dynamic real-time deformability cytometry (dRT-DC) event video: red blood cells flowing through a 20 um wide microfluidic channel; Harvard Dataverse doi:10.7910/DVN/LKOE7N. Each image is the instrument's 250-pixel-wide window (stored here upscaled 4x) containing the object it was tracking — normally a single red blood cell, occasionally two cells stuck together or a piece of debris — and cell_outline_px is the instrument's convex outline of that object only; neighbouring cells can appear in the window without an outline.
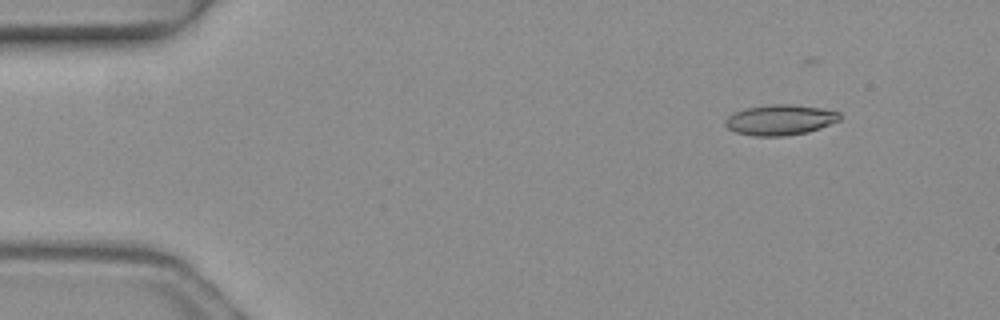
{"species": "common noctule bat (a hibernating species)", "species_latin": "Nyctalus noctula", "temperature_condition": "warm", "stored_images_in_passage": 4, "camera_frame_rate_fps": 3000, "um_per_image_px": 0.085, "animal": {"sex": "female", "body_mass_g": 19.3, "forearm_length_mm": 54.1}, "frame": {"image": 1, "passage_image": 2, "time_ms": 0.333, "image_size_px": [1000, 320], "cell_outline_px": [[840, 120], [820, 128], [808, 132], [784, 136], [752, 136], [736, 132], [728, 128], [724, 124], [724, 120], [732, 112], [744, 108], [772, 104], [792, 104], [820, 108], [840, 112]], "centroid_in_image_um": [66.28, 10.19], "position_along_channel_um": 18.7, "area_um2": 20.46}}